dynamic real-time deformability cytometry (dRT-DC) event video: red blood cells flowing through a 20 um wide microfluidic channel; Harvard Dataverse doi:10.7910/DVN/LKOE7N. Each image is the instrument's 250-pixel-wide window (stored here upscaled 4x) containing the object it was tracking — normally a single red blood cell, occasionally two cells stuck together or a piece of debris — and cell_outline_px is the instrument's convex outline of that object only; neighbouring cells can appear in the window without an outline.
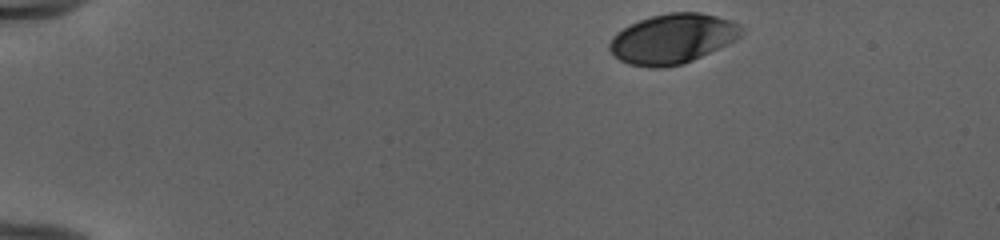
{"species": "human", "species_latin": "Homo sapiens", "temperature_condition": "cold", "stored_images_in_passage": 45, "camera_frame_rate_fps": 3000, "um_per_image_px": 0.085, "donor": {"sex": "female"}, "frame": {"image": 1, "passage_image": 1, "time_ms": 0.0, "image_size_px": [1000, 240], "cell_outline_px": [[744, 32], [736, 40], [728, 44], [684, 64], [664, 68], [648, 68], [628, 64], [620, 60], [608, 48], [608, 44], [612, 36], [616, 32], [640, 20], [652, 16], [668, 12], [700, 12], [732, 20], [740, 24], [744, 28]], "centroid_in_image_um": [57.19, 3.3], "position_along_channel_um": 27.8, "area_um2": 38.55}}
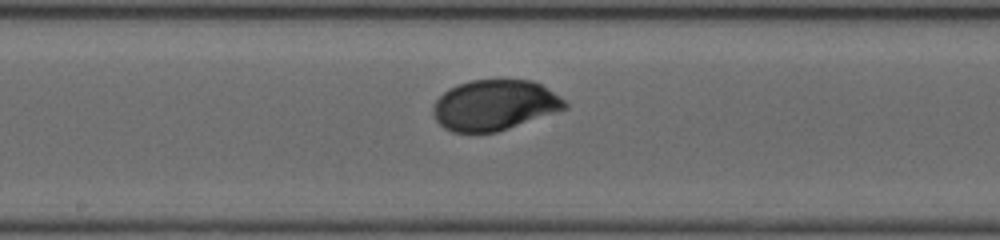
{"frame": {"image": 2, "passage_image": 22, "time_ms": 7.0, "image_size_px": [1000, 240], "cell_outline_px": [[568, 108], [496, 132], [452, 132], [444, 128], [436, 120], [432, 112], [432, 108], [436, 100], [448, 88], [456, 84], [472, 80], [532, 80], [540, 84], [560, 96], [568, 104]], "centroid_in_image_um": [42.01, 8.93], "position_along_channel_um": 206.2, "area_um2": 38.61}}
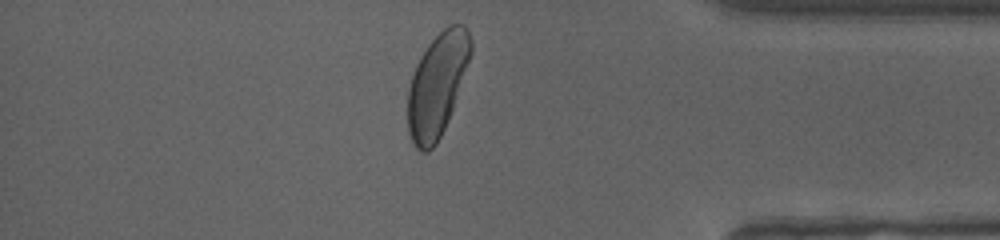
{"frame": {"image": 3, "passage_image": 38, "time_ms": 12.333, "image_size_px": [1000, 240], "cell_outline_px": [[472, 52], [448, 120], [436, 144], [428, 152], [420, 152], [412, 144], [408, 132], [408, 88], [416, 64], [420, 56], [428, 44], [444, 28], [452, 24], [464, 24], [472, 40]], "centroid_in_image_um": [37.15, 7.22], "position_along_channel_um": 398.1, "area_um2": 37.63}, "authors_computed_cell_mechanics": {"area_um2": 39.3618, "velocity_mm_per_s": 3.9601, "shape_relaxation_time_tau1_ms": 2.168, "shape_relaxation_time_tau2_ms": null, "deformation_change_tau1": 0.1216, "deformation_change_tau2": null}}